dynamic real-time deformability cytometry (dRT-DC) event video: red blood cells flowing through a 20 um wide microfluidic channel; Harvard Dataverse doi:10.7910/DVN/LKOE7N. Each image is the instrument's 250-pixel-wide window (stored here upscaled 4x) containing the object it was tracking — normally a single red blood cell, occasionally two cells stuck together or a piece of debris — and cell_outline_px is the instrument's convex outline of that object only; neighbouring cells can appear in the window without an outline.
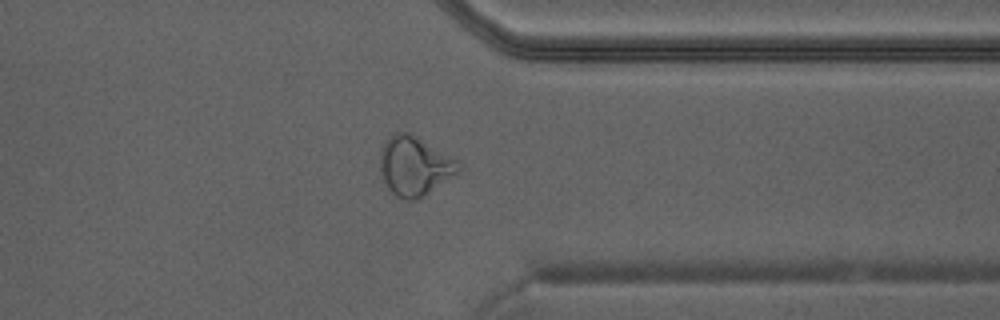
{"species": "Egyptian fruit bat (a non-hibernating species)", "species_latin": "Rousettus aegyptiacus", "temperature_condition": "warm", "stored_images_in_passage": 40, "camera_frame_rate_fps": 3000, "um_per_image_px": 0.085, "animal": {"sex": "male"}, "frame": {"image": 1, "passage_image": 34, "time_ms": 11.0, "image_size_px": [1000, 320], "cell_outline_px": [[464, 164], [460, 172], [456, 176], [424, 196], [416, 200], [408, 200], [396, 196], [384, 184], [380, 172], [380, 152], [388, 136], [396, 132], [412, 132]], "centroid_in_image_um": [35.28, 14.11], "position_along_channel_um": 376.1, "area_um2": 27.74}}